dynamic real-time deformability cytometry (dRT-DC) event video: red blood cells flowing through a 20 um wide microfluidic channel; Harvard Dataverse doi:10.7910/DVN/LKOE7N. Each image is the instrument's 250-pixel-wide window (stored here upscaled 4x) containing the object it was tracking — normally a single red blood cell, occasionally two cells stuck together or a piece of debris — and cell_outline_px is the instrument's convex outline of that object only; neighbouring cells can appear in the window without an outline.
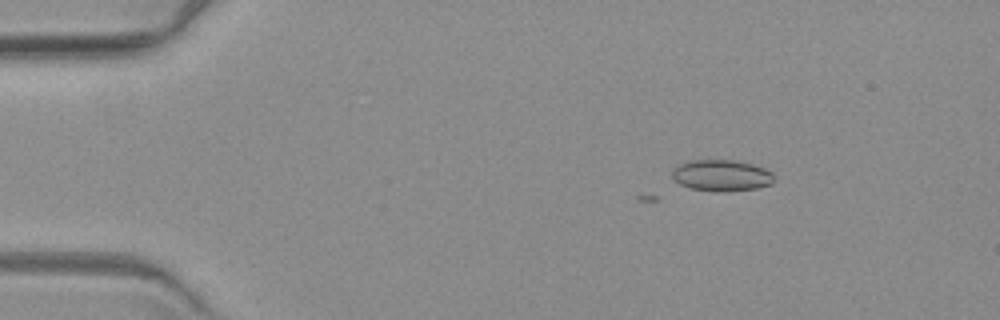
{"species": "common noctule bat (a hibernating species)", "species_latin": "Nyctalus noctula", "temperature_condition": "warm", "stored_images_in_passage": 6, "camera_frame_rate_fps": 3000, "um_per_image_px": 0.085, "animal": {"sex": "female", "body_mass_g": 19.3, "forearm_length_mm": 54.1}, "frame": {"image": 1, "passage_image": 3, "time_ms": 2.333, "image_size_px": [1000, 320], "cell_outline_px": [[776, 180], [772, 184], [756, 188], [728, 192], [716, 192], [688, 188], [680, 184], [672, 176], [672, 172], [680, 164], [692, 160], [732, 160], [752, 164], [764, 168], [772, 172], [776, 176]], "centroid_in_image_um": [61.39, 14.93], "position_along_channel_um": 23.6, "area_um2": 18.79}}
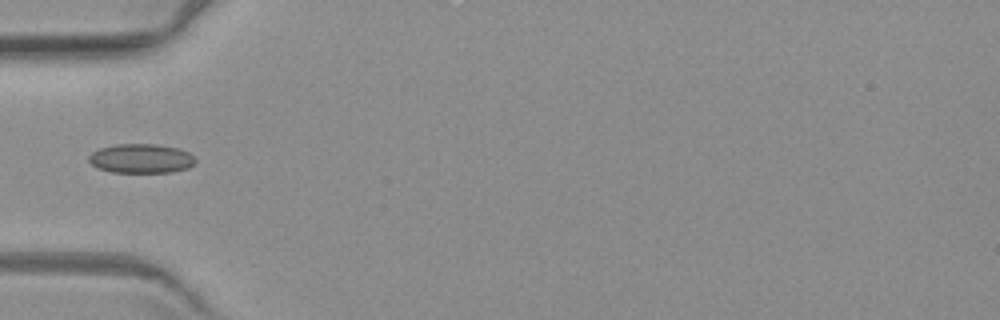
{"frame": {"image": 2, "passage_image": 6, "time_ms": 6.0, "image_size_px": [1000, 320], "cell_outline_px": [[196, 160], [188, 168], [172, 172], [112, 172], [96, 168], [88, 160], [88, 156], [92, 152], [100, 148], [116, 144], [156, 144], [180, 148], [188, 152]], "centroid_in_image_um": [11.97, 13.47], "position_along_channel_um": 73.0, "area_um2": 18.21}}